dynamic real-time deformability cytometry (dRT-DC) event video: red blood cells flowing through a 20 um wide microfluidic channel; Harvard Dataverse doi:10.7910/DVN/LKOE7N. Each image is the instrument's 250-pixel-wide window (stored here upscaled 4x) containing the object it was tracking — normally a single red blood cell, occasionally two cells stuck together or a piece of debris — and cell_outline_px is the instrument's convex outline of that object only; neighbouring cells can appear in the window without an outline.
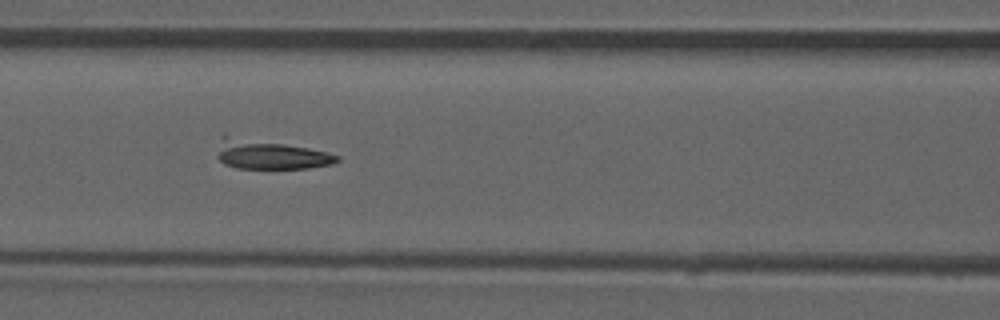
{"species": "common noctule bat (a hibernating species)", "species_latin": "Nyctalus noctula", "temperature_condition": "room temperature", "stored_images_in_passage": 51, "camera_frame_rate_fps": 3000, "um_per_image_px": 0.085, "animal": {"sex": "male", "forearm_length_mm": 52.5}, "frame": {"image": 1, "passage_image": 22, "time_ms": 7.0, "image_size_px": [1000, 320], "cell_outline_px": [[340, 160], [332, 164], [308, 168], [236, 168], [224, 164], [216, 156], [228, 144], [284, 144], [308, 148], [328, 152], [340, 156]], "centroid_in_image_um": [23.33, 13.31], "position_along_channel_um": 143.3, "area_um2": 17.57}}